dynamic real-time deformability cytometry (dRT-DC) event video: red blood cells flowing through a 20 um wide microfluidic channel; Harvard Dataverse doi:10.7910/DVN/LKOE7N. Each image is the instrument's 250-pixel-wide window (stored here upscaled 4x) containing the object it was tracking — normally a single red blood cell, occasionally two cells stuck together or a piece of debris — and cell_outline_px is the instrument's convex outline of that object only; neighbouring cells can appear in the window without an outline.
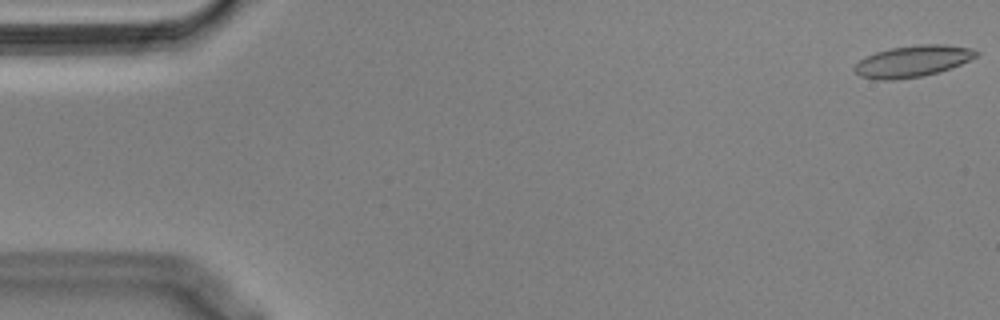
{"species": "Egyptian fruit bat (a non-hibernating species)", "species_latin": "Rousettus aegyptiacus", "temperature_condition": "cold", "stored_images_in_passage": 55, "camera_frame_rate_fps": 3000, "um_per_image_px": 0.085, "animal": {"sex": "male"}, "frame": {"image": 1, "passage_image": 1, "time_ms": 0.0, "image_size_px": [1000, 320], "cell_outline_px": [[980, 52], [976, 56], [960, 64], [936, 72], [920, 76], [896, 80], [876, 80], [860, 76], [852, 68], [860, 60], [876, 52], [892, 48], [920, 44], [944, 44], [972, 48]], "centroid_in_image_um": [77.56, 5.2], "position_along_channel_um": 7.4, "area_um2": 22.02}}
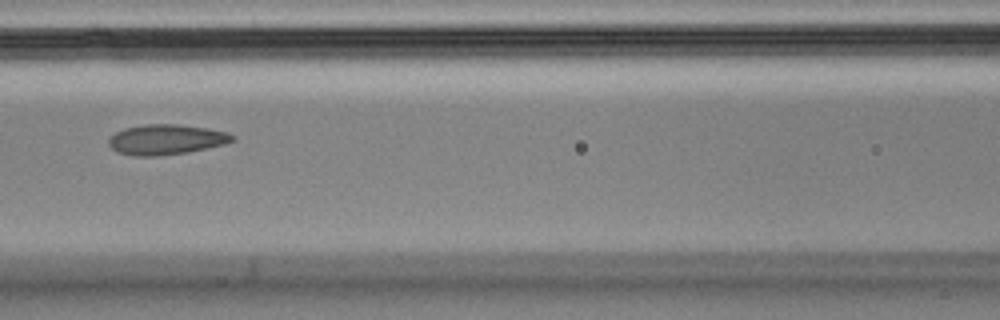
{"frame": {"image": 2, "passage_image": 24, "time_ms": 7.667, "image_size_px": [1000, 320], "cell_outline_px": [[236, 140], [224, 144], [188, 152], [156, 156], [132, 156], [116, 152], [108, 144], [108, 140], [116, 132], [124, 128], [144, 124], [176, 124], [208, 128], [228, 132], [236, 136]], "centroid_in_image_um": [14.13, 11.86], "position_along_channel_um": 152.5, "area_um2": 21.91}}
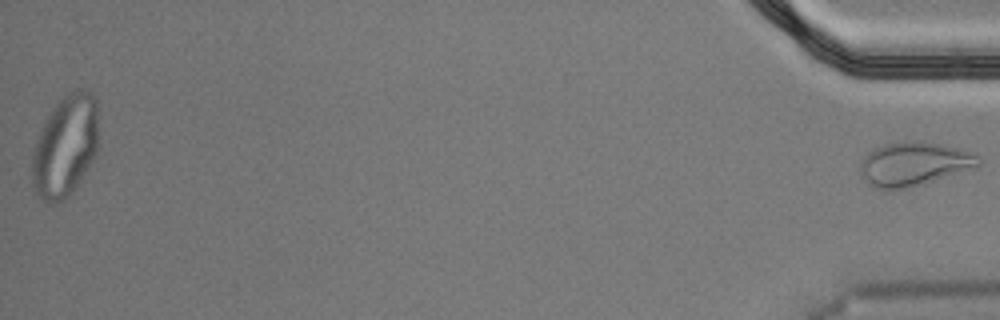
{"frame": {"image": 3, "passage_image": 55, "time_ms": 18.0, "image_size_px": [1000, 320], "cell_outline_px": [[980, 168], [904, 188], [884, 192], [868, 184], [860, 172], [860, 164], [864, 156], [868, 152], [884, 144], [912, 140], [916, 140], [940, 144], [960, 148], [980, 156]], "centroid_in_image_um": [77.71, 13.94], "position_along_channel_um": 357.5, "area_um2": 30.58}}